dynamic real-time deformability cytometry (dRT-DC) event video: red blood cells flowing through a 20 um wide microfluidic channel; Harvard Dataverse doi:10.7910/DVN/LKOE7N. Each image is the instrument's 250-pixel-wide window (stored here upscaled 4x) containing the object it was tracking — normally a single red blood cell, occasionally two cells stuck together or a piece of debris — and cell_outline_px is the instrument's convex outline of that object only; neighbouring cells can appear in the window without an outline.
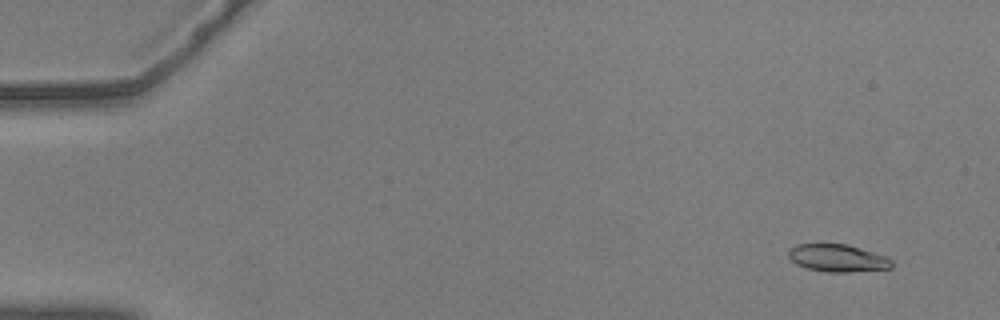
{"species": "common noctule bat (a hibernating species)", "species_latin": "Nyctalus noctula", "temperature_condition": "warm", "stored_images_in_passage": 50, "camera_frame_rate_fps": 3000, "um_per_image_px": 0.085, "animal": {"sex": "male", "body_mass_g": 20.5, "forearm_length_mm": 52.5}, "frame": {"image": 1, "passage_image": 5, "time_ms": 1.333, "image_size_px": [1000, 320], "cell_outline_px": [[892, 268], [852, 272], [828, 272], [808, 268], [796, 264], [788, 256], [788, 252], [796, 244], [848, 244], [884, 256], [892, 260]], "centroid_in_image_um": [71.2, 21.94], "position_along_channel_um": 13.8, "area_um2": 16.36}}
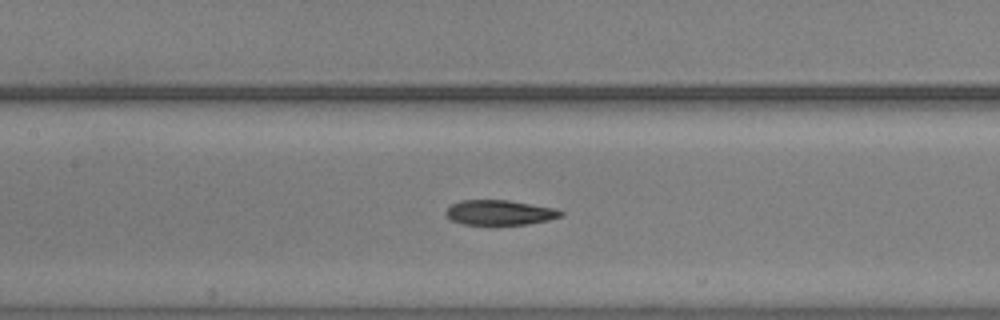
{"frame": {"image": 2, "passage_image": 28, "time_ms": 9.0, "image_size_px": [1000, 320], "cell_outline_px": [[564, 216], [548, 220], [528, 224], [464, 224], [452, 220], [444, 212], [452, 204], [460, 200], [508, 200], [556, 208], [564, 212]], "centroid_in_image_um": [42.52, 18.06], "position_along_channel_um": 164.9, "area_um2": 16.65}}
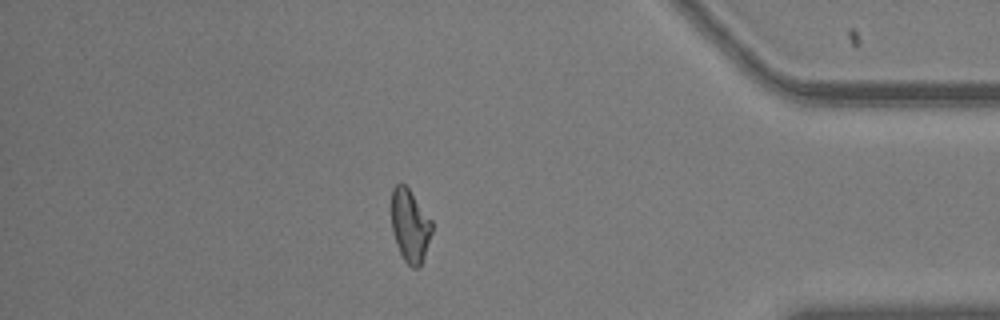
{"frame": {"image": 3, "passage_image": 50, "time_ms": 16.333, "image_size_px": [1000, 320], "cell_outline_px": [[432, 232], [420, 268], [412, 268], [404, 260], [396, 244], [392, 232], [392, 188], [396, 184], [404, 184], [408, 188], [432, 220]], "centroid_in_image_um": [34.85, 19.2], "position_along_channel_um": 400.3, "area_um2": 17.11}, "authors_computed_cell_mechanics": {"area_um2": 17.34, "velocity_mm_per_s": 3.6502, "shape_relaxation_time_tau1_ms": 6.9363, "shape_relaxation_time_tau2_ms": 4.1034, "deformation_change_tau1": 0.2012, "deformation_change_tau2": 0.0981}}